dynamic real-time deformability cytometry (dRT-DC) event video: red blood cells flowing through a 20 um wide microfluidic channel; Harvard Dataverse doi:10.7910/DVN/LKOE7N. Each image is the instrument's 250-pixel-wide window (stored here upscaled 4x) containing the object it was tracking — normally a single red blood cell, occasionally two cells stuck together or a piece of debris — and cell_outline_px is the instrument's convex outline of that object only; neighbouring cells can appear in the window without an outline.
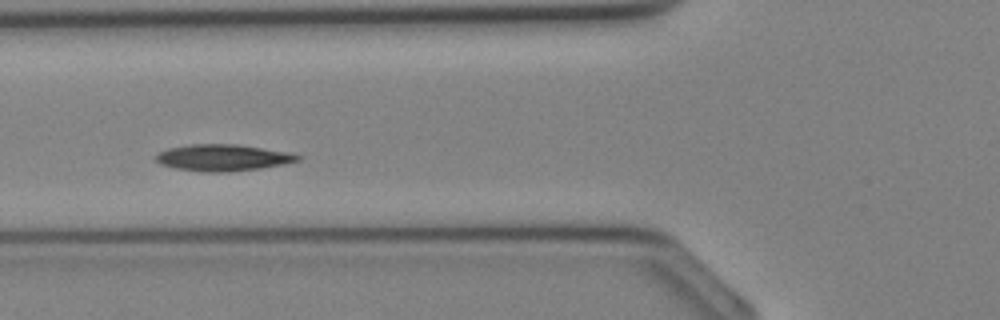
{"species": "Egyptian fruit bat (a non-hibernating species)", "species_latin": "Rousettus aegyptiacus", "temperature_condition": "cold", "stored_images_in_passage": 16, "camera_frame_rate_fps": 3000, "um_per_image_px": 0.085, "animal": {"sex": "female"}, "frame": {"image": 1, "passage_image": 10, "time_ms": 3.0, "image_size_px": [1000, 320], "cell_outline_px": [[304, 156], [300, 160], [260, 168], [228, 172], [200, 172], [176, 168], [160, 164], [156, 160], [156, 156], [160, 152], [168, 148], [188, 144], [236, 144], [292, 152]], "centroid_in_image_um": [18.97, 13.39], "position_along_channel_um": 106.8, "area_um2": 22.02}}
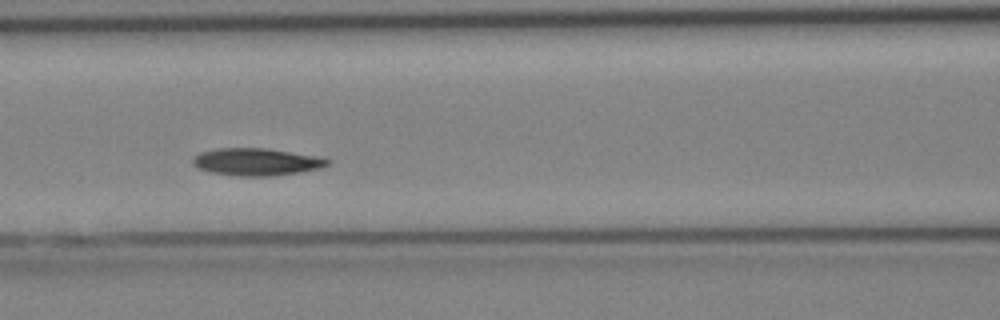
{"frame": {"image": 2, "passage_image": 12, "time_ms": 3.667, "image_size_px": [1000, 320], "cell_outline_px": [[332, 160], [328, 164], [320, 168], [300, 172], [272, 176], [240, 176], [212, 172], [200, 168], [192, 164], [192, 160], [200, 152], [216, 148], [264, 148], [324, 156]], "centroid_in_image_um": [21.87, 13.75], "position_along_channel_um": 144.7, "area_um2": 21.56}}
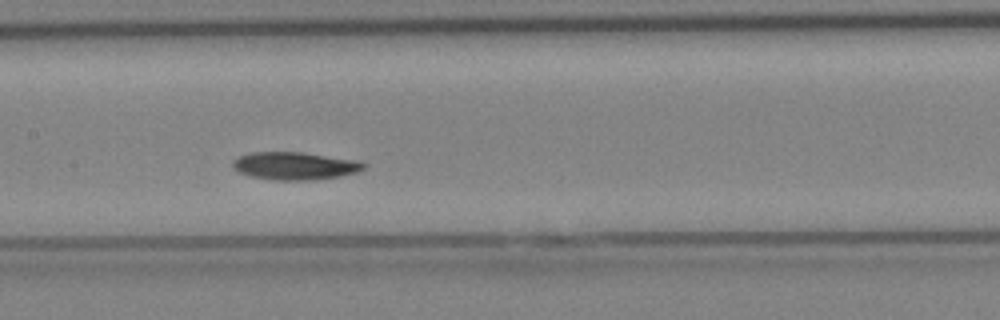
{"frame": {"image": 3, "passage_image": 14, "time_ms": 4.333, "image_size_px": [1000, 320], "cell_outline_px": [[368, 164], [364, 168], [356, 172], [340, 176], [312, 180], [276, 180], [252, 176], [240, 172], [232, 164], [232, 160], [240, 156], [252, 152], [304, 152], [360, 160]], "centroid_in_image_um": [25.13, 14.08], "position_along_channel_um": 182.3, "area_um2": 21.15}}